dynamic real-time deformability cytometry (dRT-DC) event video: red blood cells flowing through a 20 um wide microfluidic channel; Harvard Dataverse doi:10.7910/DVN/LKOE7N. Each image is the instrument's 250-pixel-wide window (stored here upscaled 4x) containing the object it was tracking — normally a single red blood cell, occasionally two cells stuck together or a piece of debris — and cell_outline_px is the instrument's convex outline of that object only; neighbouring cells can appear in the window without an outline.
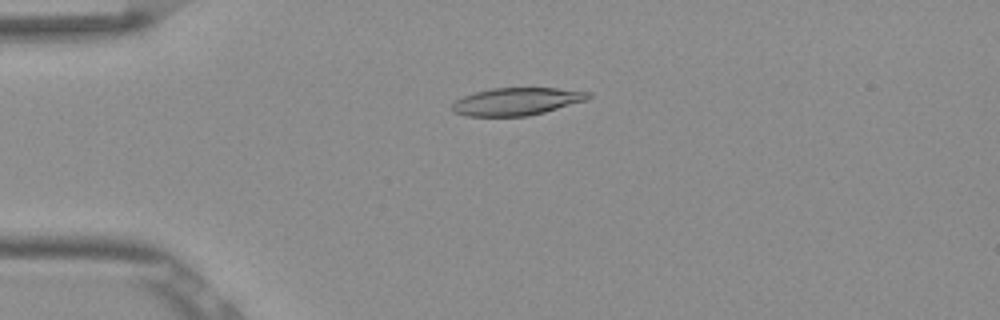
{"species": "Egyptian fruit bat (a non-hibernating species)", "species_latin": "Rousettus aegyptiacus", "temperature_condition": "room temperature", "stored_images_in_passage": 41, "camera_frame_rate_fps": 3000, "um_per_image_px": 0.085, "frame": {"image": 1, "passage_image": 1, "time_ms": 0.0, "image_size_px": [1000, 320], "cell_outline_px": [[592, 96], [588, 100], [544, 112], [528, 116], [468, 116], [452, 112], [452, 104], [456, 100], [464, 96], [476, 92], [492, 88], [556, 88], [592, 92]], "centroid_in_image_um": [43.95, 8.62], "position_along_channel_um": 41.0, "area_um2": 21.91}}
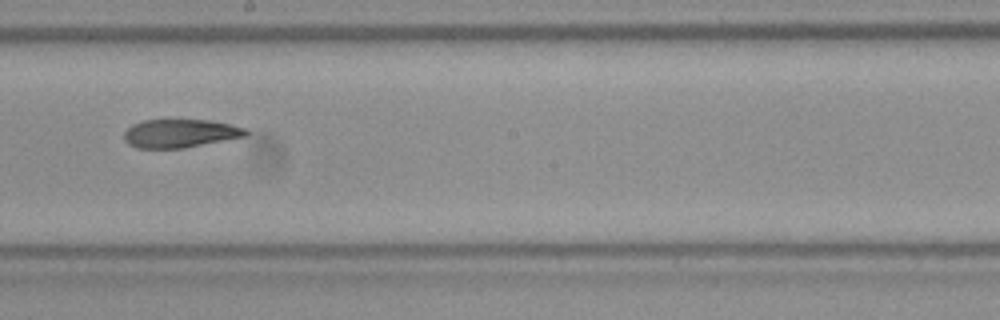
{"frame": {"image": 2, "passage_image": 18, "time_ms": 5.667, "image_size_px": [1000, 320], "cell_outline_px": [[248, 136], [184, 148], [136, 148], [128, 144], [124, 140], [124, 132], [132, 124], [144, 120], [208, 120], [228, 124], [244, 128], [248, 132]], "centroid_in_image_um": [15.29, 11.35], "position_along_channel_um": 232.9, "area_um2": 20.11}}
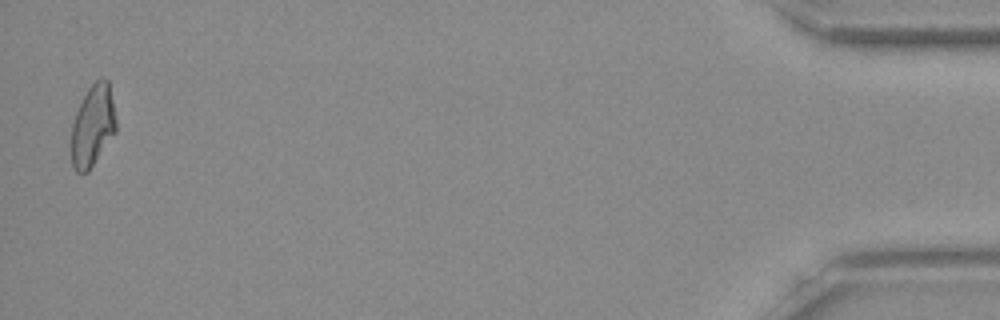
{"frame": {"image": 3, "passage_image": 40, "time_ms": 13.0, "image_size_px": [1000, 320], "cell_outline_px": [[116, 132], [88, 172], [76, 172], [72, 164], [72, 124], [76, 112], [88, 88], [96, 80], [104, 76], [108, 80], [116, 120]], "centroid_in_image_um": [7.89, 10.68], "position_along_channel_um": 427.3, "area_um2": 21.04}, "authors_computed_cell_mechanics": {"area_um2": 21.4438, "velocity_mm_per_s": 3.8671, "shape_relaxation_time_tau1_ms": null, "shape_relaxation_time_tau2_ms": 5.6278, "deformation_change_tau1": null, "deformation_change_tau2": 0.14}}